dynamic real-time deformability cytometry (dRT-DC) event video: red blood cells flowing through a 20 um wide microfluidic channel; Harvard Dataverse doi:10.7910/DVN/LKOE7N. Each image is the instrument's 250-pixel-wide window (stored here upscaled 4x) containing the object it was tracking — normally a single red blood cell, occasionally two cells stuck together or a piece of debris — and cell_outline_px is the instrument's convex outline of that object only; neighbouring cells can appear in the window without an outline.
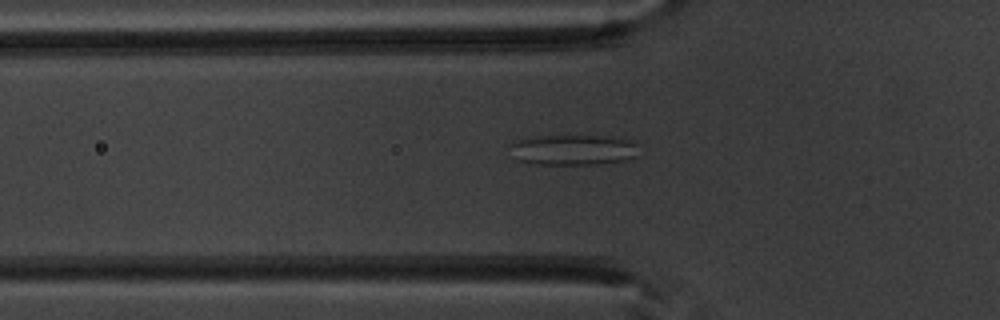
{"species": "common noctule bat (a hibernating species)", "species_latin": "Nyctalus noctula", "temperature_condition": "warm", "stored_images_in_passage": 36, "camera_frame_rate_fps": 3000, "um_per_image_px": 0.085, "animal": {"sex": "male", "body_mass_g": 20.1, "forearm_length_mm": 53.5}, "frame": {"image": 1, "passage_image": 3, "time_ms": 0.667, "image_size_px": [1000, 320], "cell_outline_px": [[636, 156], [628, 160], [600, 164], [536, 164], [520, 160], [508, 144], [524, 136], [624, 136], [636, 140]], "centroid_in_image_um": [48.8, 12.71], "position_along_channel_um": 77.0, "area_um2": 23.24}}
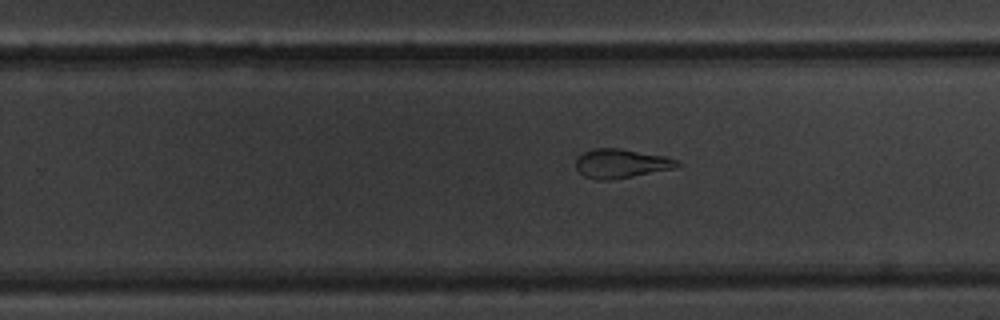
{"frame": {"image": 2, "passage_image": 18, "time_ms": 5.667, "image_size_px": [1000, 320], "cell_outline_px": [[684, 164], [676, 168], [632, 176], [608, 180], [596, 180], [584, 176], [576, 168], [576, 160], [584, 152], [592, 148], [620, 148], [664, 156], [676, 160]], "centroid_in_image_um": [52.8, 13.89], "position_along_channel_um": 277.0, "area_um2": 17.11}}
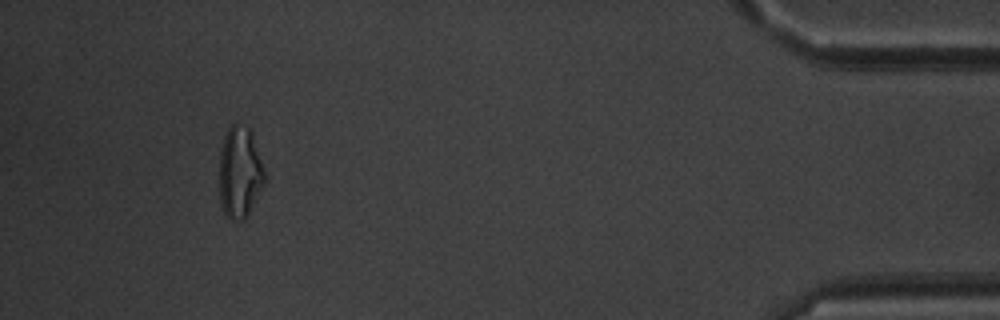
{"frame": {"image": 3, "passage_image": 33, "time_ms": 10.667, "image_size_px": [1000, 320], "cell_outline_px": [[268, 180], [244, 220], [232, 220], [224, 212], [220, 204], [220, 148], [224, 136], [228, 128], [236, 120], [248, 128], [252, 132]], "centroid_in_image_um": [20.41, 14.62], "position_along_channel_um": 414.8, "area_um2": 24.62}, "authors_computed_cell_mechanics": {"area_um2": 18.9584, "velocity_mm_per_s": 3.9793, "shape_relaxation_time_tau1_ms": null, "shape_relaxation_time_tau2_ms": 2.3819, "deformation_change_tau1": null, "deformation_change_tau2": 0.108}}